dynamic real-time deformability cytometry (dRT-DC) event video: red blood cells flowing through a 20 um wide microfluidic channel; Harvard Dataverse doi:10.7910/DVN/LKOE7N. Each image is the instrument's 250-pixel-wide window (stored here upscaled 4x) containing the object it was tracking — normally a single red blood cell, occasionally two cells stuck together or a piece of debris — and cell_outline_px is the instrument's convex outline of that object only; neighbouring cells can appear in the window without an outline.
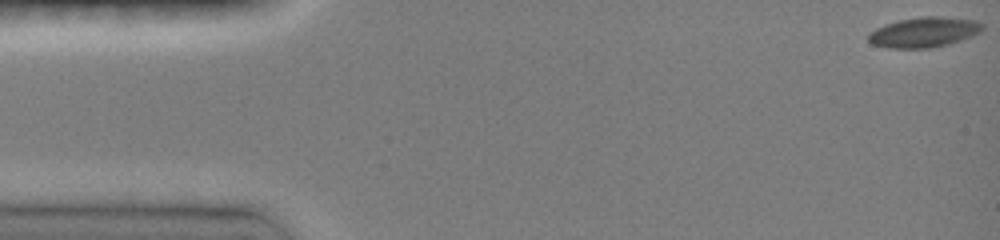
{"species": "common noctule bat (a hibernating species)", "species_latin": "Nyctalus noctula", "temperature_condition": "room temperature", "stored_images_in_passage": 45, "camera_frame_rate_fps": 3000, "um_per_image_px": 0.085, "animal": {"sex": "female", "body_mass_g": 19.0, "forearm_length_mm": 51.5}, "frame": {"image": 1, "passage_image": 1, "time_ms": 0.0, "image_size_px": [1000, 240], "cell_outline_px": [[984, 28], [980, 32], [972, 36], [948, 44], [928, 48], [888, 48], [872, 44], [868, 40], [868, 32], [884, 24], [900, 20], [920, 16], [940, 16], [976, 20], [984, 24]], "centroid_in_image_um": [78.54, 2.73], "position_along_channel_um": 6.5, "area_um2": 20.17}}
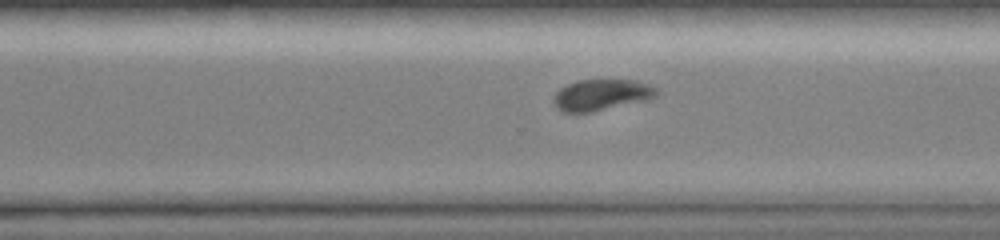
{"frame": {"image": 2, "passage_image": 33, "time_ms": 10.667, "image_size_px": [1000, 240], "cell_outline_px": [[660, 92], [656, 96], [644, 100], [592, 112], [564, 112], [556, 108], [556, 92], [560, 88], [576, 80], [636, 80], [648, 84], [656, 88]], "centroid_in_image_um": [51.15, 8.05], "position_along_channel_um": 319.5, "area_um2": 18.38}}
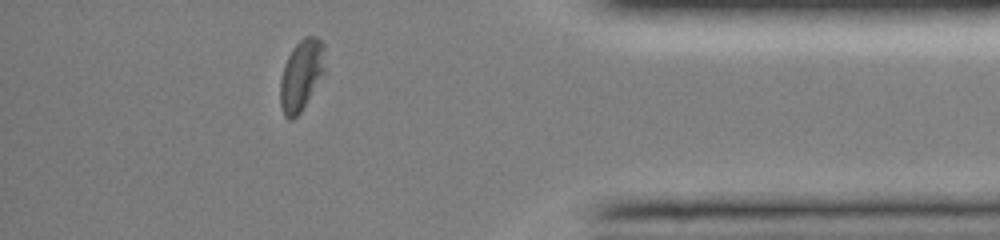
{"frame": {"image": 3, "passage_image": 41, "time_ms": 13.333, "image_size_px": [1000, 240], "cell_outline_px": [[324, 72], [300, 112], [292, 120], [288, 120], [284, 116], [280, 104], [280, 80], [284, 64], [292, 48], [304, 36], [316, 36], [324, 44]], "centroid_in_image_um": [25.59, 6.37], "position_along_channel_um": 409.6, "area_um2": 18.32}, "authors_computed_cell_mechanics": {"area_um2": 19.8832, "velocity_mm_per_s": 4.1172, "shape_relaxation_time_tau1_ms": 3.3271, "shape_relaxation_time_tau2_ms": 3.8677, "deformation_change_tau1": 0.1045, "deformation_change_tau2": 0.0892}}